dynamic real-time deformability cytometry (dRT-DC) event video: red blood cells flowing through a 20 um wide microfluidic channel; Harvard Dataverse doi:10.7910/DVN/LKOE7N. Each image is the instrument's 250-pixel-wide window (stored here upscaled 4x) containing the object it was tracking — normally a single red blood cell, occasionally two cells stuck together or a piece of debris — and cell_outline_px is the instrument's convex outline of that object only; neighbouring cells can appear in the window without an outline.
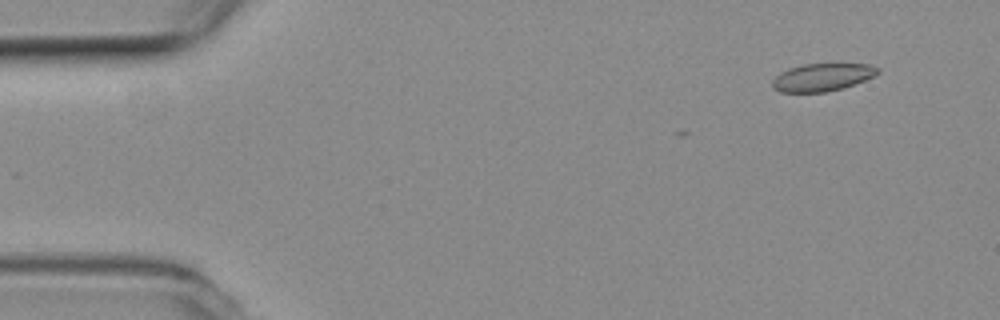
{"species": "common noctule bat (a hibernating species)", "species_latin": "Nyctalus noctula", "temperature_condition": "room temperature", "stored_images_in_passage": 4, "camera_frame_rate_fps": 3000, "um_per_image_px": 0.085, "animal": {"sex": "female", "body_mass_g": 19.3, "forearm_length_mm": 54.1}, "frame": {"image": 1, "passage_image": 1, "time_ms": 0.0, "image_size_px": [1000, 320], "cell_outline_px": [[880, 72], [876, 76], [844, 88], [824, 92], [780, 92], [772, 88], [772, 80], [780, 72], [788, 68], [804, 64], [868, 64], [880, 68]], "centroid_in_image_um": [69.9, 6.57], "position_along_channel_um": 15.1, "area_um2": 17.17}}